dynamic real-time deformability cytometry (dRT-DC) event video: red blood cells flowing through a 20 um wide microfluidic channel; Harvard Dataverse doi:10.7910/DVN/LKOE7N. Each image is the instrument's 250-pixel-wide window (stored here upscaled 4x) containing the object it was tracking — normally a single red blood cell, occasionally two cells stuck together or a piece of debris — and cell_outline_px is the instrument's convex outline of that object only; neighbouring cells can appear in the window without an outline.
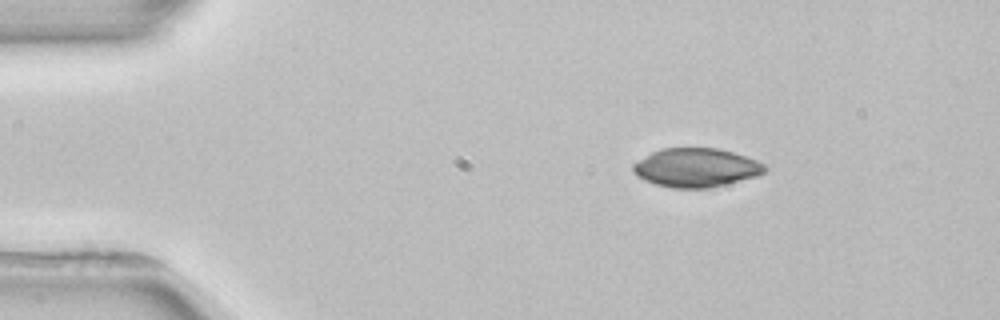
{"species": "common noctule bat (a hibernating species)", "species_latin": "Nyctalus noctula", "temperature_condition": "room temperature", "stored_images_in_passage": 4, "camera_frame_rate_fps": 3000, "um_per_image_px": 0.085, "animal": {"sex": "female", "body_mass_g": 22.7, "forearm_length_mm": 54.2}, "frame": {"image": 1, "passage_image": 1, "time_ms": 0.0, "image_size_px": [1000, 320], "cell_outline_px": [[768, 168], [764, 172], [756, 176], [712, 188], [672, 188], [656, 184], [644, 180], [632, 172], [632, 164], [652, 152], [660, 148], [720, 148], [756, 160], [764, 164]], "centroid_in_image_um": [59.15, 14.25], "position_along_channel_um": 25.8, "area_um2": 29.82}}
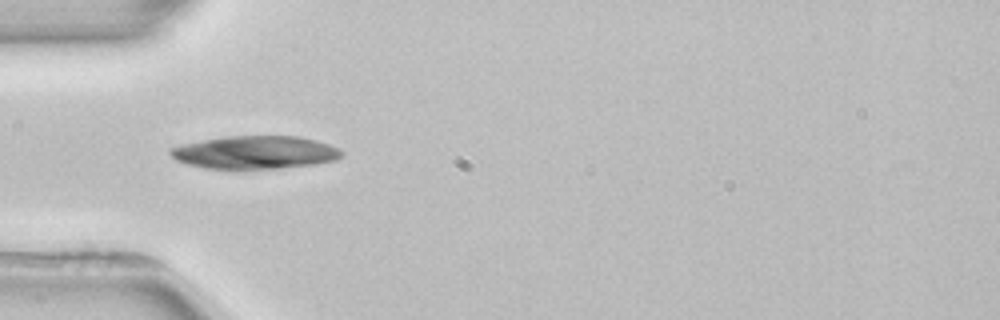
{"frame": {"image": 2, "passage_image": 3, "time_ms": 2.667, "image_size_px": [1000, 320], "cell_outline_px": [[344, 156], [336, 160], [316, 164], [280, 168], [204, 168], [188, 164], [176, 160], [168, 152], [168, 148], [184, 144], [228, 136], [300, 136], [316, 140], [328, 144], [344, 152]], "centroid_in_image_um": [21.72, 12.95], "position_along_channel_um": 63.3, "area_um2": 32.71}}